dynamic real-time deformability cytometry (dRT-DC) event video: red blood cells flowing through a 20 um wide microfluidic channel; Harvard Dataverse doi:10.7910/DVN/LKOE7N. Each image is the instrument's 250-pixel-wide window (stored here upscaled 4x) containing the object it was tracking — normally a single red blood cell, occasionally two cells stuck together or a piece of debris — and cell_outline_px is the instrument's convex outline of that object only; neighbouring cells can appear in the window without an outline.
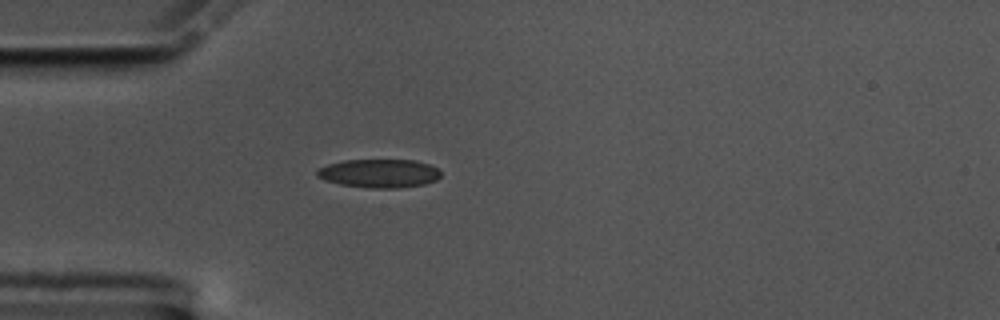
{"species": "common noctule bat (a hibernating species)", "species_latin": "Nyctalus noctula", "temperature_condition": "cold", "stored_images_in_passage": 42, "camera_frame_rate_fps": 3000, "um_per_image_px": 0.085, "animal": {"sex": "male", "body_mass_g": 17.5, "forearm_length_mm": 52.3}, "frame": {"image": 1, "passage_image": 1, "time_ms": 0.0, "image_size_px": [1000, 320], "cell_outline_px": [[440, 176], [436, 180], [424, 184], [396, 188], [372, 188], [340, 184], [324, 180], [316, 176], [316, 172], [320, 168], [328, 164], [344, 160], [412, 160], [428, 164], [440, 168]], "centroid_in_image_um": [32.24, 14.73], "position_along_channel_um": 52.8, "area_um2": 20.52}}
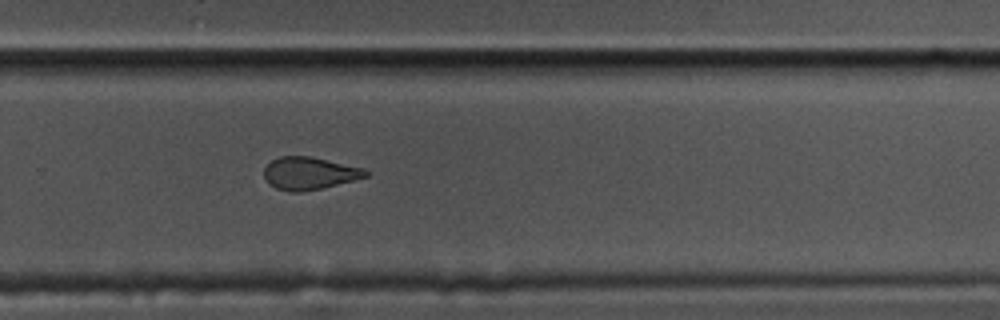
{"frame": {"image": 2, "passage_image": 23, "time_ms": 7.333, "image_size_px": [1000, 320], "cell_outline_px": [[368, 176], [320, 188], [300, 192], [292, 192], [276, 188], [268, 184], [264, 176], [264, 168], [272, 160], [280, 156], [308, 156], [364, 168], [368, 172]], "centroid_in_image_um": [26.25, 14.73], "position_along_channel_um": 303.6, "area_um2": 18.96}}
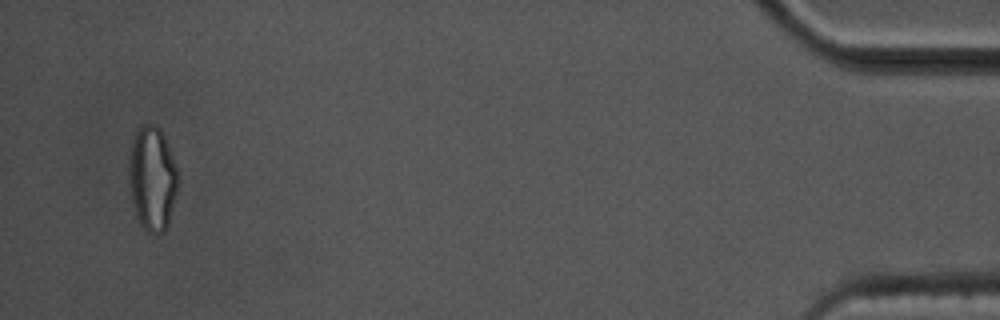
{"frame": {"image": 3, "passage_image": 40, "time_ms": 13.0, "image_size_px": [1000, 320], "cell_outline_px": [[176, 192], [168, 224], [164, 232], [156, 236], [148, 232], [140, 224], [136, 216], [132, 200], [128, 176], [128, 164], [132, 140], [136, 128], [140, 124], [156, 124], [160, 128], [164, 136], [176, 168]], "centroid_in_image_um": [12.9, 15.16], "position_along_channel_um": 422.3, "area_um2": 29.77}, "authors_computed_cell_mechanics": {"area_um2": 20.6635, "velocity_mm_per_s": 3.5264, "shape_relaxation_time_tau1_ms": 3.97, "shape_relaxation_time_tau2_ms": 2.5659, "deformation_change_tau1": 0.1161, "deformation_change_tau2": 0.0884}}